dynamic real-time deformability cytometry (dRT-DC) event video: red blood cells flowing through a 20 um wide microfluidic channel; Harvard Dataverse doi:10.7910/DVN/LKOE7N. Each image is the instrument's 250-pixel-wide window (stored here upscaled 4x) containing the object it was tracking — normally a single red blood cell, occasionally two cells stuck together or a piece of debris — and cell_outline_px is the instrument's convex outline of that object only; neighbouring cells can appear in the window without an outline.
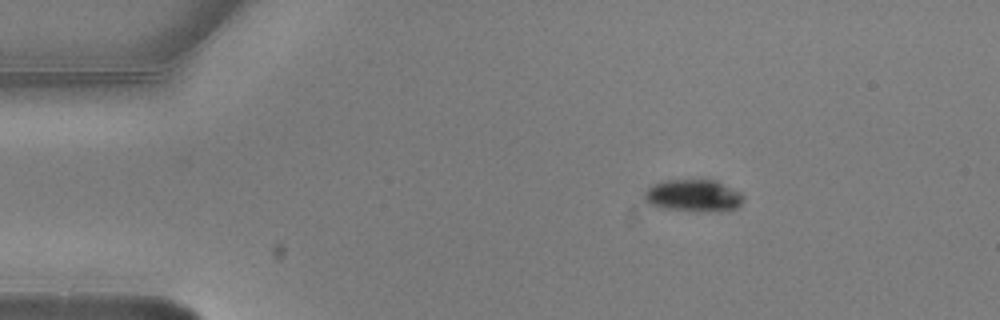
{"species": "common noctule bat (a hibernating species)", "species_latin": "Nyctalus noctula", "temperature_condition": "warm", "stored_images_in_passage": 3, "camera_frame_rate_fps": 3000, "um_per_image_px": 0.085, "animal": {"sex": "male", "body_mass_g": 20.5, "forearm_length_mm": 52.5}, "frame": {"image": 1, "passage_image": 1, "time_ms": 0.0, "image_size_px": [1000, 320], "cell_outline_px": [[744, 200], [736, 208], [728, 212], [700, 212], [656, 208], [648, 204], [644, 200], [644, 192], [652, 184], [664, 180], [716, 180], [740, 192], [744, 196]], "centroid_in_image_um": [58.93, 16.66], "position_along_channel_um": 26.1, "area_um2": 19.19}}